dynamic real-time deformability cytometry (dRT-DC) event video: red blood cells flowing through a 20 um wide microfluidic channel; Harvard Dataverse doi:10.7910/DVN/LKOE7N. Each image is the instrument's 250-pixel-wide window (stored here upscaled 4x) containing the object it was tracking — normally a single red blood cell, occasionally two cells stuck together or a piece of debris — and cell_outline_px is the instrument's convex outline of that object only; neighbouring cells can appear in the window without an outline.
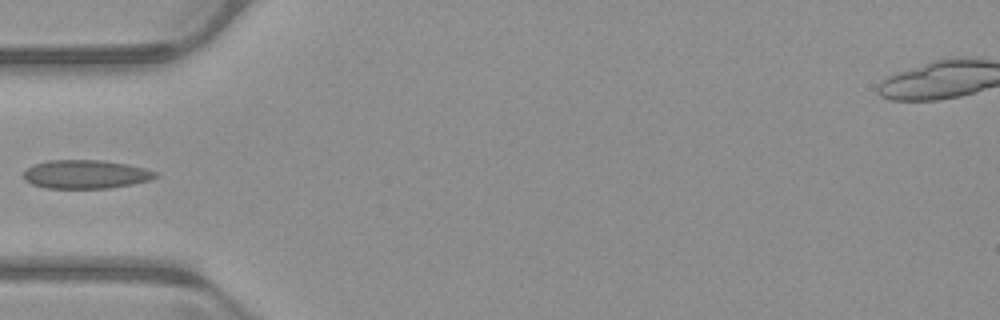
{"species": "common noctule bat (a hibernating species)", "species_latin": "Nyctalus noctula", "temperature_condition": "warm", "stored_images_in_passage": 34, "camera_frame_rate_fps": 3000, "um_per_image_px": 0.085, "animal": {"sex": "male", "body_mass_g": 23.1, "forearm_length_mm": 52.7}, "frame": {"image": 1, "passage_image": 1, "time_ms": 0.0, "image_size_px": [1000, 320], "cell_outline_px": [[156, 176], [148, 180], [132, 184], [108, 188], [48, 188], [32, 184], [24, 180], [24, 172], [28, 168], [36, 164], [48, 160], [100, 160], [128, 164], [144, 168], [156, 172]], "centroid_in_image_um": [7.27, 14.81], "position_along_channel_um": 77.7, "area_um2": 21.73}}
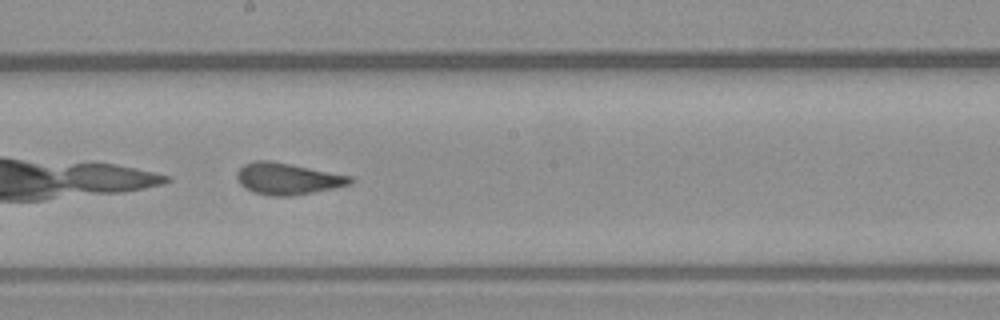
{"frame": {"image": 2, "passage_image": 12, "time_ms": 3.667, "image_size_px": [1000, 320], "cell_outline_px": [[352, 184], [312, 192], [288, 196], [272, 196], [252, 192], [240, 184], [236, 180], [236, 172], [244, 164], [256, 160], [272, 160], [352, 176]], "centroid_in_image_um": [24.4, 15.18], "position_along_channel_um": 223.8, "area_um2": 20.87}}
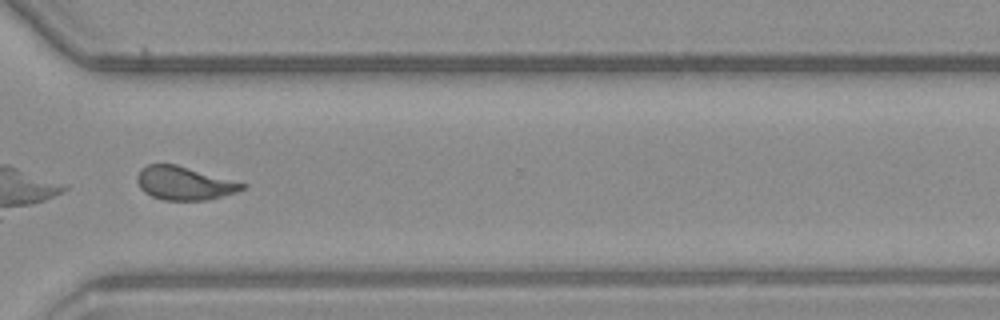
{"frame": {"image": 3, "passage_image": 22, "time_ms": 7.0, "image_size_px": [1000, 320], "cell_outline_px": [[248, 184], [244, 188], [236, 192], [208, 200], [164, 200], [152, 196], [144, 192], [140, 188], [136, 180], [136, 176], [140, 168], [148, 164], [176, 164]], "centroid_in_image_um": [15.64, 15.57], "position_along_channel_um": 355.0, "area_um2": 20.52}}